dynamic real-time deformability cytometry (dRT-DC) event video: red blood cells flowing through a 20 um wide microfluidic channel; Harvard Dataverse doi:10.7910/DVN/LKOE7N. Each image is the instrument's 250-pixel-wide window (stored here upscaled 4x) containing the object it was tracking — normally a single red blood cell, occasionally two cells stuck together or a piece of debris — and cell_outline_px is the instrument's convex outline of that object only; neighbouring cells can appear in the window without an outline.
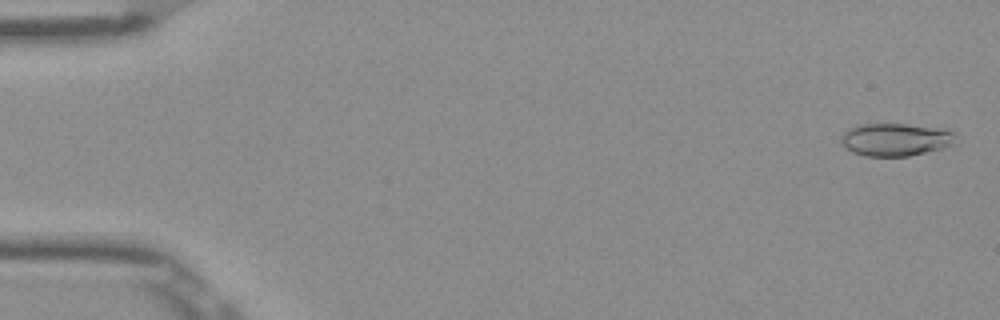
{"species": "Egyptian fruit bat (a non-hibernating species)", "species_latin": "Rousettus aegyptiacus", "temperature_condition": "room temperature", "stored_images_in_passage": 12, "camera_frame_rate_fps": 3000, "um_per_image_px": 0.085, "frame": {"image": 1, "passage_image": 2, "time_ms": 0.333, "image_size_px": [1000, 320], "cell_outline_px": [[956, 132], [952, 144], [944, 148], [908, 156], [864, 156], [852, 152], [840, 144], [840, 136], [844, 132], [852, 128], [864, 124], [904, 124]], "centroid_in_image_um": [76.05, 11.88], "position_along_channel_um": 8.9, "area_um2": 21.5}}